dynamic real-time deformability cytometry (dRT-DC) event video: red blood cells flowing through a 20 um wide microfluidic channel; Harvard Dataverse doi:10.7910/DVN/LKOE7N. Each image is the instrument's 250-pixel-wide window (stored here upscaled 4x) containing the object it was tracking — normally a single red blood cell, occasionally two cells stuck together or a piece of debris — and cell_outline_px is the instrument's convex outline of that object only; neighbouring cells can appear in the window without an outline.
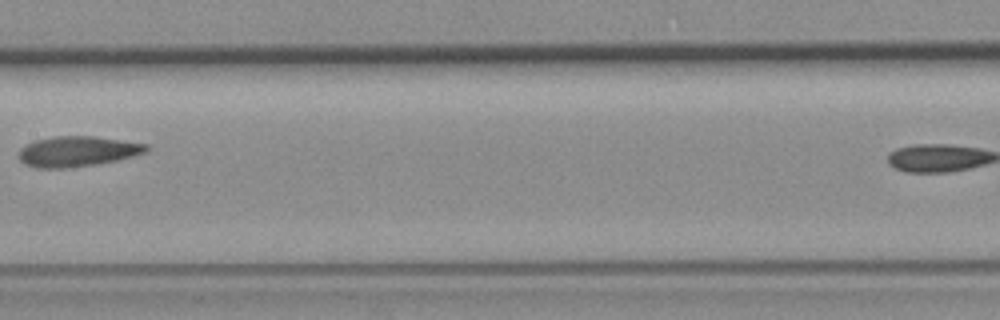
{"species": "common noctule bat (a hibernating species)", "species_latin": "Nyctalus noctula", "temperature_condition": "room temperature", "stored_images_in_passage": 6, "segment_of_instrument_passage": [1, 2], "camera_frame_rate_fps": 3000, "um_per_image_px": 0.085, "animal": {"sex": "female", "body_mass_g": 19.3, "forearm_length_mm": 54.1}, "frame": {"image": 1, "passage_image": 5, "time_ms": 4.667, "image_size_px": [1000, 320], "cell_outline_px": [[148, 152], [116, 160], [92, 164], [64, 168], [36, 168], [24, 164], [16, 156], [20, 148], [36, 140], [52, 136], [92, 136], [148, 144]], "centroid_in_image_um": [6.53, 12.86], "position_along_channel_um": 200.9, "area_um2": 22.43}}